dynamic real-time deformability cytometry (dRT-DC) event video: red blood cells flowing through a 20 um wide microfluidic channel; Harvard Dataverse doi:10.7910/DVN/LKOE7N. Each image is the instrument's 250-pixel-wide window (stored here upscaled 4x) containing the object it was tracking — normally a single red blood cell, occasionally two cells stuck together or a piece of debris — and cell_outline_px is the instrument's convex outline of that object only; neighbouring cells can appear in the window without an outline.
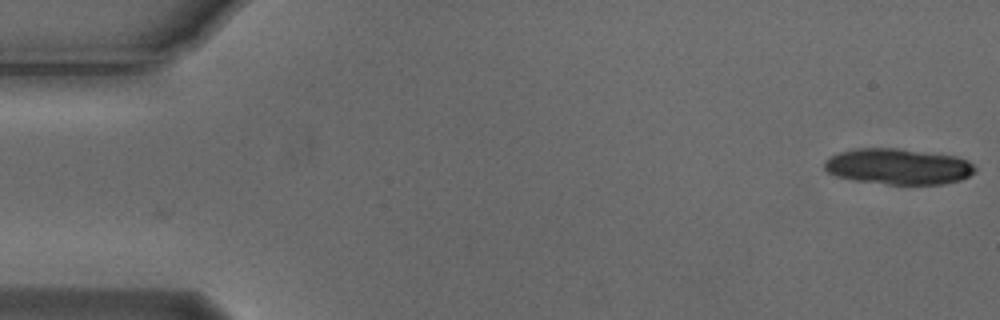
{"species": "Egyptian fruit bat (a non-hibernating species)", "species_latin": "Rousettus aegyptiacus", "temperature_condition": "cold", "stored_images_in_passage": 18, "camera_frame_rate_fps": 3000, "um_per_image_px": 0.085, "animal": {"sex": "male"}, "frame": {"image": 1, "passage_image": 1, "time_ms": 0.0, "image_size_px": [1000, 320], "cell_outline_px": [[976, 172], [960, 180], [944, 184], [888, 184], [856, 180], [836, 176], [828, 172], [824, 168], [824, 160], [840, 152], [856, 148], [896, 148], [956, 156], [968, 160], [976, 168]], "centroid_in_image_um": [76.36, 14.15], "position_along_channel_um": 8.6, "area_um2": 31.39}}